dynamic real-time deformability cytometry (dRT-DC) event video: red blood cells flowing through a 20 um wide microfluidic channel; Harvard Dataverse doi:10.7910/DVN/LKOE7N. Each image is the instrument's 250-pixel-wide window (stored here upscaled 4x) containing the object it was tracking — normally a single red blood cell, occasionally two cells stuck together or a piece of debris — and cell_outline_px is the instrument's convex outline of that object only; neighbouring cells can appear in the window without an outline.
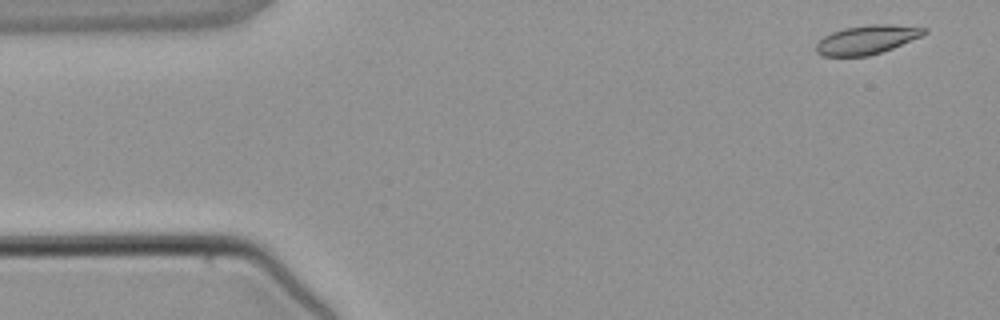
{"species": "common noctule bat (a hibernating species)", "species_latin": "Nyctalus noctula", "temperature_condition": "warm", "stored_images_in_passage": 4, "camera_frame_rate_fps": 3000, "um_per_image_px": 0.085, "animal": {"sex": "male", "body_mass_g": 21.5, "forearm_length_mm": 52.0}, "frame": {"image": 1, "passage_image": 1, "time_ms": 0.0, "image_size_px": [1000, 320], "cell_outline_px": [[928, 32], [920, 36], [892, 48], [868, 56], [824, 56], [816, 52], [816, 44], [824, 36], [832, 32], [844, 28], [872, 24], [892, 24], [928, 28]], "centroid_in_image_um": [73.68, 3.36], "position_along_channel_um": 11.3, "area_um2": 18.03}}
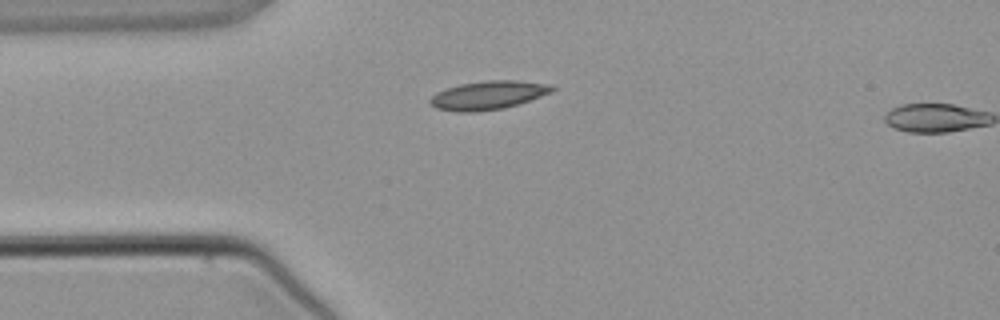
{"frame": {"image": 2, "passage_image": 3, "time_ms": 2.667, "image_size_px": [1000, 320], "cell_outline_px": [[556, 88], [552, 92], [504, 108], [476, 112], [456, 112], [436, 108], [428, 100], [436, 92], [460, 84], [488, 80], [516, 80], [552, 84]], "centroid_in_image_um": [41.5, 8.09], "position_along_channel_um": 43.5, "area_um2": 20.23}}